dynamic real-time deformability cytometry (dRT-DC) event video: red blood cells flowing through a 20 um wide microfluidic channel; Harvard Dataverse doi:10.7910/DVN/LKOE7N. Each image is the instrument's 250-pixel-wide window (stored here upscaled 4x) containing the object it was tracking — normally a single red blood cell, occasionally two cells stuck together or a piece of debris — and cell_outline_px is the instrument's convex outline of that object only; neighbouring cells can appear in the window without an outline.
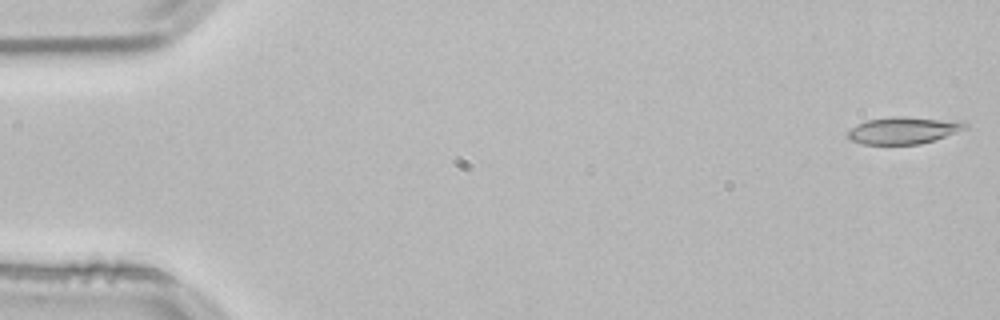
{"species": "common noctule bat (a hibernating species)", "species_latin": "Nyctalus noctula", "temperature_condition": "room temperature", "stored_images_in_passage": 53, "camera_frame_rate_fps": 3000, "um_per_image_px": 0.085, "animal": {"sex": "male", "body_mass_g": 21.5, "forearm_length_mm": 52.0}, "frame": {"image": 1, "passage_image": 1, "time_ms": 0.0, "image_size_px": [1000, 320], "cell_outline_px": [[968, 128], [920, 144], [864, 144], [848, 140], [844, 136], [856, 124], [868, 120], [892, 116], [904, 116], [964, 120], [968, 124]], "centroid_in_image_um": [76.8, 11.06], "position_along_channel_um": 8.2, "area_um2": 18.79}}
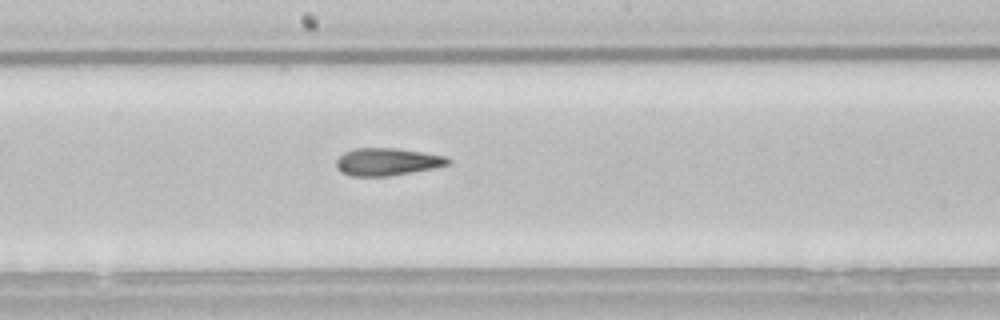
{"frame": {"image": 2, "passage_image": 28, "time_ms": 9.0, "image_size_px": [1000, 320], "cell_outline_px": [[452, 164], [432, 168], [388, 176], [352, 176], [340, 172], [336, 168], [336, 160], [344, 152], [356, 148], [396, 148], [424, 152], [444, 156], [452, 160]], "centroid_in_image_um": [32.9, 13.75], "position_along_channel_um": 215.3, "area_um2": 17.92}}
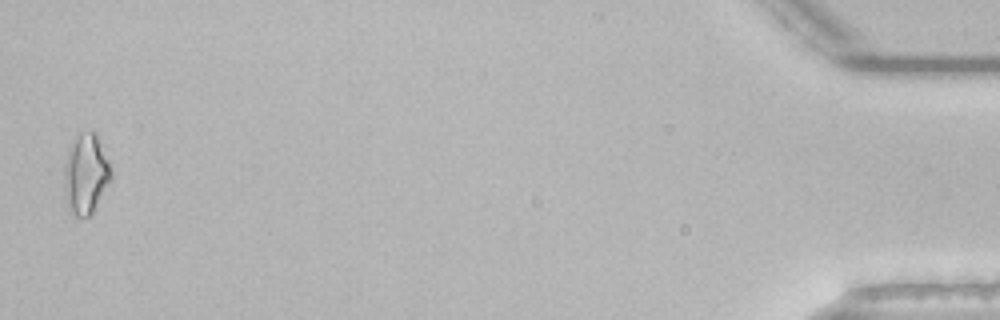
{"frame": {"image": 3, "passage_image": 52, "time_ms": 17.0, "image_size_px": [1000, 320], "cell_outline_px": [[112, 180], [96, 208], [88, 216], [76, 216], [68, 208], [64, 196], [64, 164], [68, 148], [76, 136], [80, 132], [96, 132], [112, 164]], "centroid_in_image_um": [7.32, 14.77], "position_along_channel_um": 427.9, "area_um2": 22.54}, "authors_computed_cell_mechanics": {"area_um2": 18.2648, "velocity_mm_per_s": 3.8509, "shape_relaxation_time_tau1_ms": null, "shape_relaxation_time_tau2_ms": 4.4889, "deformation_change_tau1": null, "deformation_change_tau2": 0.1526}}